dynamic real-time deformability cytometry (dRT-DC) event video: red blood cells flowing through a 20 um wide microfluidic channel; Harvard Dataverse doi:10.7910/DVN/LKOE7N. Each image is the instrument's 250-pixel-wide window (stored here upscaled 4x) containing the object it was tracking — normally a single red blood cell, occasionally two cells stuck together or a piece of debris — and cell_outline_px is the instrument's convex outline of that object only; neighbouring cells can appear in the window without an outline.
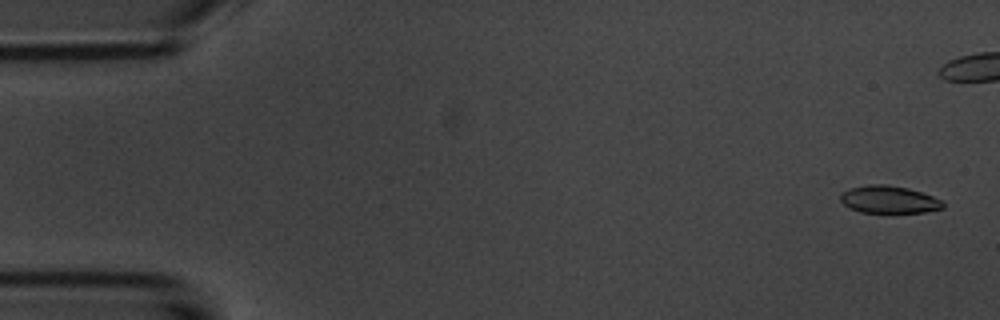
{"species": "common noctule bat (a hibernating species)", "species_latin": "Nyctalus noctula", "temperature_condition": "room temperature", "stored_images_in_passage": 55, "camera_frame_rate_fps": 3000, "um_per_image_px": 0.085, "animal": {"sex": "male", "body_mass_g": 20.1, "forearm_length_mm": 53.5}, "frame": {"image": 1, "passage_image": 2, "time_ms": 0.333, "image_size_px": [1000, 320], "cell_outline_px": [[944, 208], [924, 212], [860, 212], [848, 208], [840, 200], [840, 192], [848, 188], [868, 184], [888, 184], [908, 188], [944, 200]], "centroid_in_image_um": [75.53, 16.95], "position_along_channel_um": 9.5, "area_um2": 16.59}}
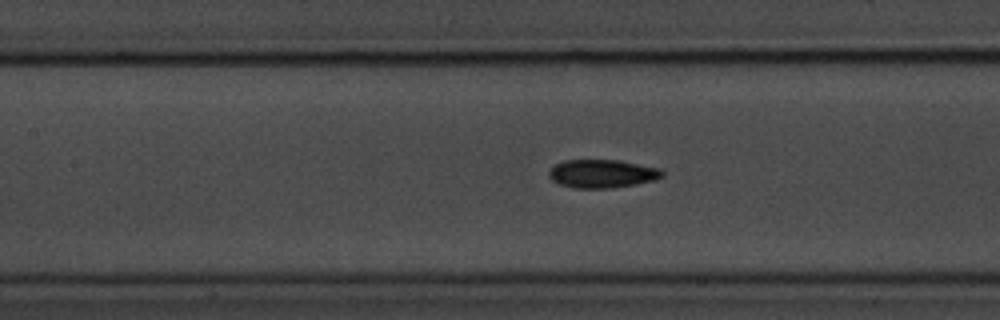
{"frame": {"image": 2, "passage_image": 24, "time_ms": 7.667, "image_size_px": [1000, 320], "cell_outline_px": [[664, 176], [656, 180], [636, 184], [612, 188], [572, 188], [560, 184], [552, 180], [548, 176], [548, 172], [556, 164], [564, 160], [620, 160], [660, 168], [664, 172]], "centroid_in_image_um": [51.21, 14.76], "position_along_channel_um": 156.2, "area_um2": 18.84}}
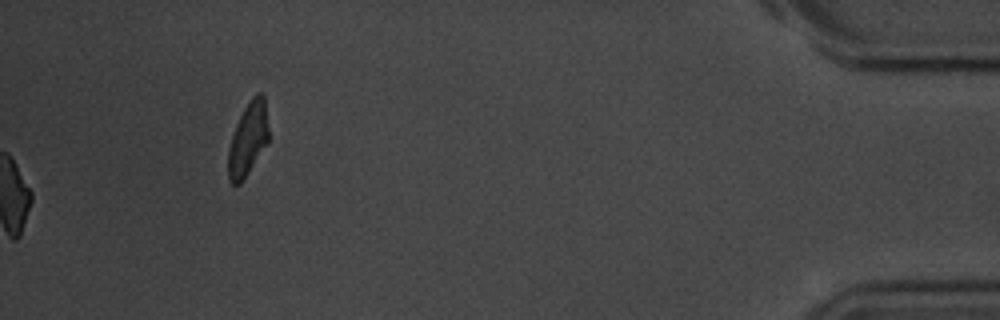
{"frame": {"image": 3, "passage_image": 55, "time_ms": 18.0, "image_size_px": [1000, 320], "cell_outline_px": [[268, 140], [248, 172], [240, 184], [232, 184], [228, 180], [228, 148], [236, 124], [244, 108], [252, 96], [256, 92], [260, 92], [264, 96], [268, 128]], "centroid_in_image_um": [21.06, 11.8], "position_along_channel_um": 414.1, "area_um2": 16.94}, "authors_computed_cell_mechanics": {"area_um2": 17.8024, "velocity_mm_per_s": 3.7024, "shape_relaxation_time_tau1_ms": 3.2511, "shape_relaxation_time_tau2_ms": 1.9858, "deformation_change_tau1": 0.1197, "deformation_change_tau2": 0.0792}}